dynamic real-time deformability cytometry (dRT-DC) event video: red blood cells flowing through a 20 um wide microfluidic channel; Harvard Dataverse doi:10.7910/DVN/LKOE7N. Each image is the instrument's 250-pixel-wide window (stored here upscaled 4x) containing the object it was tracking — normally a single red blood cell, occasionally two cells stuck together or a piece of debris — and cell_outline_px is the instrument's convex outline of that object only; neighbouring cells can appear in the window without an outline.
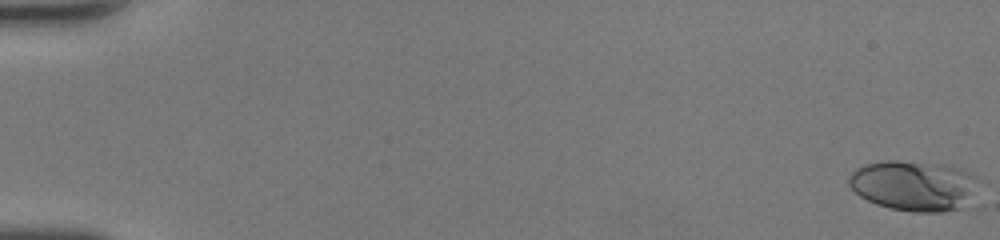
{"species": "human", "species_latin": "Homo sapiens", "temperature_condition": "room temperature", "stored_images_in_passage": 49, "camera_frame_rate_fps": 3000, "um_per_image_px": 0.085, "donor": {"sex": "female"}, "frame": {"image": 1, "passage_image": 1, "time_ms": 0.0, "image_size_px": [1000, 240], "cell_outline_px": [[980, 180], [960, 208], [944, 212], [912, 212], [888, 208], [876, 204], [860, 196], [848, 184], [848, 176], [856, 168], [864, 164], [884, 160], [896, 160], [940, 164], [972, 172]], "centroid_in_image_um": [77.62, 15.76], "position_along_channel_um": 7.4, "area_um2": 37.86}}
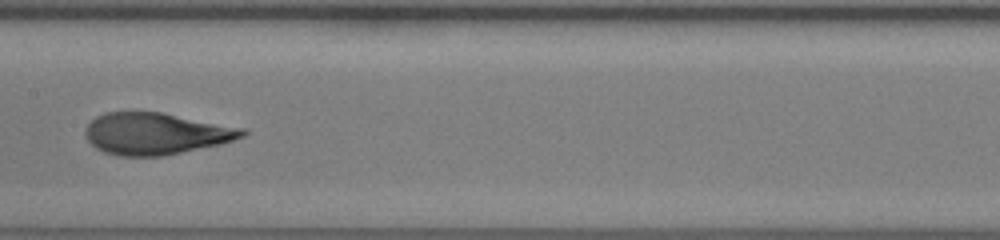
{"frame": {"image": 2, "passage_image": 27, "time_ms": 8.667, "image_size_px": [1000, 240], "cell_outline_px": [[248, 132], [244, 136], [220, 144], [164, 156], [120, 156], [104, 152], [96, 148], [88, 140], [84, 132], [88, 124], [96, 116], [104, 112], [160, 112], [248, 128]], "centroid_in_image_um": [13.27, 11.35], "position_along_channel_um": 194.1, "area_um2": 38.32}}
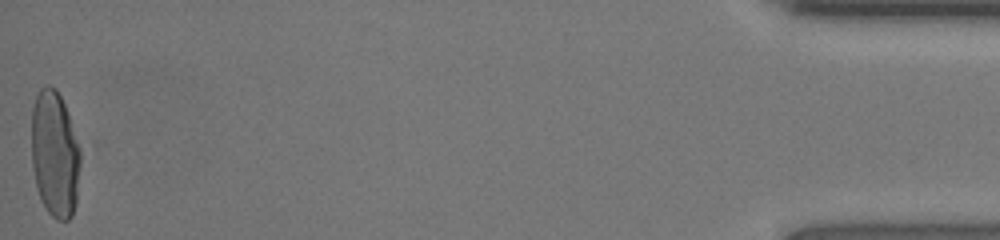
{"frame": {"image": 3, "passage_image": 49, "time_ms": 16.0, "image_size_px": [1000, 240], "cell_outline_px": [[80, 164], [76, 204], [72, 216], [68, 220], [56, 220], [48, 212], [40, 200], [36, 188], [32, 168], [32, 108], [36, 96], [40, 88], [44, 84], [48, 84], [56, 88], [68, 112], [80, 148]], "centroid_in_image_um": [4.65, 13.1], "position_along_channel_um": 430.5, "area_um2": 36.47}, "authors_computed_cell_mechanics": {"area_um2": 37.3966, "velocity_mm_per_s": 4.4591, "shape_relaxation_time_tau1_ms": 3.8866, "shape_relaxation_time_tau2_ms": 0.6563, "deformation_change_tau1": 0.2148, "deformation_change_tau2": 0.0671}}